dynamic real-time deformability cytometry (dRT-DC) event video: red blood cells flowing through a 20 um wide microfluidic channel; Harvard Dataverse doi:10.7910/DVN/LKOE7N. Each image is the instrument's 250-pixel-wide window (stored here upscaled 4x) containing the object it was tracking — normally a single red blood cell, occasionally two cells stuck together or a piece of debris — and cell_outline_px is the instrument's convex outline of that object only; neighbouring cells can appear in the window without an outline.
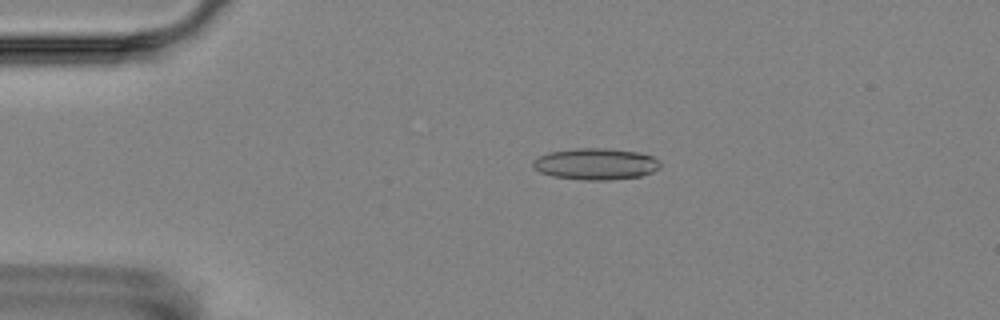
{"species": "Egyptian fruit bat (a non-hibernating species)", "species_latin": "Rousettus aegyptiacus", "temperature_condition": "room temperature", "stored_images_in_passage": 8, "camera_frame_rate_fps": 3000, "um_per_image_px": 0.085, "animal": {"sex": "female"}, "frame": {"image": 1, "passage_image": 4, "time_ms": 3.667, "image_size_px": [1000, 320], "cell_outline_px": [[660, 168], [652, 172], [640, 176], [608, 180], [584, 180], [552, 176], [540, 172], [532, 164], [532, 160], [548, 152], [576, 148], [604, 148], [640, 152], [652, 156], [660, 164]], "centroid_in_image_um": [50.63, 13.93], "position_along_channel_um": 34.4, "area_um2": 23.29}}